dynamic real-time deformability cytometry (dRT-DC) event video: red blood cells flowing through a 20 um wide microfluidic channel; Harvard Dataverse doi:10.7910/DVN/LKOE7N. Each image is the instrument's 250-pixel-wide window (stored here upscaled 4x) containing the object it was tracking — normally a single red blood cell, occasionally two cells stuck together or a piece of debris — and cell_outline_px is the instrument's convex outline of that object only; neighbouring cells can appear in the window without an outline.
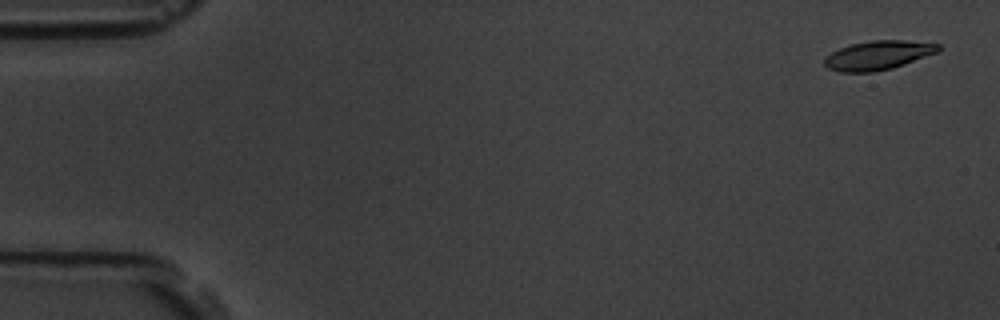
{"species": "common noctule bat (a hibernating species)", "species_latin": "Nyctalus noctula", "temperature_condition": "room temperature", "stored_images_in_passage": 11, "camera_frame_rate_fps": 3000, "um_per_image_px": 0.085, "animal": {"sex": "male", "body_mass_g": 19.5, "forearm_length_mm": 54.6}, "frame": {"image": 1, "passage_image": 1, "time_ms": 0.0, "image_size_px": [1000, 320], "cell_outline_px": [[940, 48], [936, 52], [904, 64], [892, 68], [872, 72], [840, 72], [828, 68], [824, 64], [824, 60], [832, 52], [840, 48], [852, 44], [872, 40], [904, 40], [940, 44]], "centroid_in_image_um": [74.62, 4.7], "position_along_channel_um": 10.4, "area_um2": 18.96}}
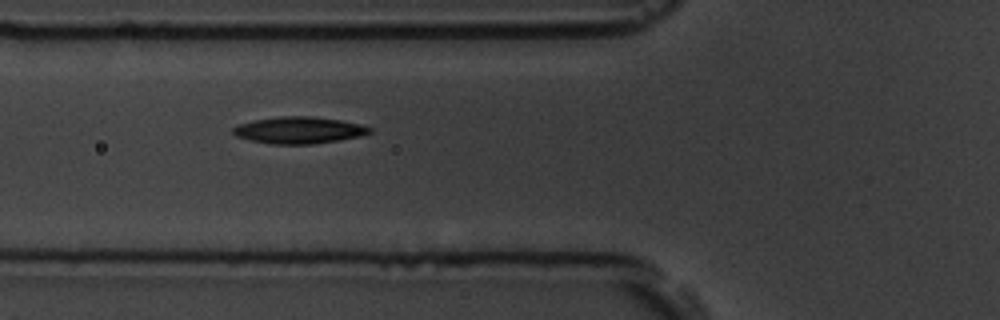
{"frame": {"image": 2, "passage_image": 6, "time_ms": 6.333, "image_size_px": [1000, 320], "cell_outline_px": [[372, 132], [360, 136], [340, 140], [312, 144], [272, 144], [252, 140], [236, 136], [232, 132], [232, 128], [240, 124], [256, 120], [280, 116], [312, 116], [340, 120], [360, 124], [372, 128]], "centroid_in_image_um": [25.44, 11.06], "position_along_channel_um": 100.4, "area_um2": 21.15}}
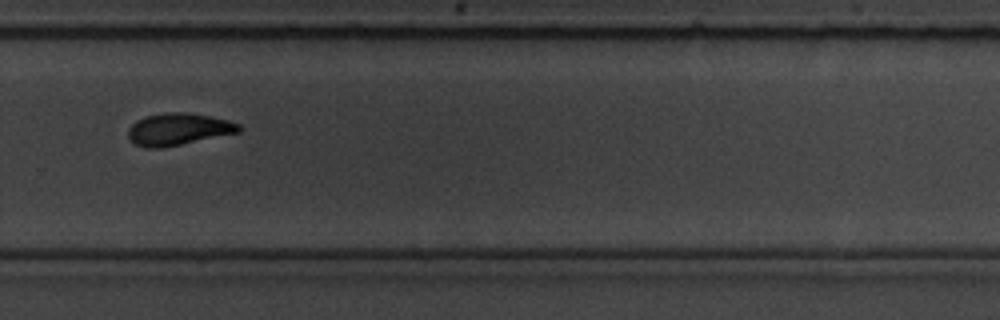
{"frame": {"image": 3, "passage_image": 11, "time_ms": 12.333, "image_size_px": [1000, 320], "cell_outline_px": [[240, 132], [164, 148], [148, 148], [136, 144], [128, 136], [128, 128], [136, 120], [144, 116], [168, 112], [188, 112], [228, 120], [240, 124]], "centroid_in_image_um": [15.15, 10.98], "position_along_channel_um": 314.6, "area_um2": 20.69}}